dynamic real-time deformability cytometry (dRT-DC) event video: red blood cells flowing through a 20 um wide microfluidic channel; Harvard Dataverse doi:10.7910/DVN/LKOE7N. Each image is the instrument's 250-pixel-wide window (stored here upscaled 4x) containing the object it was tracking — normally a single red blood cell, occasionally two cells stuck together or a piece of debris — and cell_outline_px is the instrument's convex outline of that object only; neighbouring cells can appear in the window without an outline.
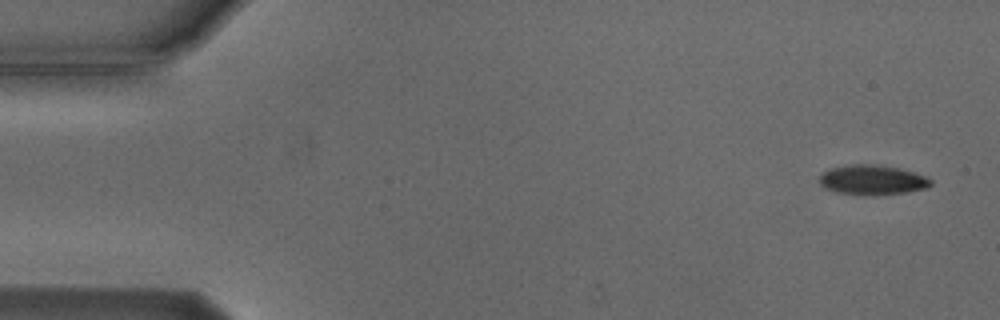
{"species": "Egyptian fruit bat (a non-hibernating species)", "species_latin": "Rousettus aegyptiacus", "temperature_condition": "cold", "stored_images_in_passage": 5, "camera_frame_rate_fps": 3000, "um_per_image_px": 0.085, "animal": {"sex": "male"}, "frame": {"image": 1, "passage_image": 1, "time_ms": 0.0, "image_size_px": [1000, 320], "cell_outline_px": [[932, 184], [928, 188], [908, 192], [876, 196], [864, 196], [836, 192], [824, 188], [820, 184], [820, 172], [828, 168], [848, 164], [876, 164], [900, 168], [924, 176], [932, 180]], "centroid_in_image_um": [74.11, 15.3], "position_along_channel_um": 10.9, "area_um2": 19.88}}
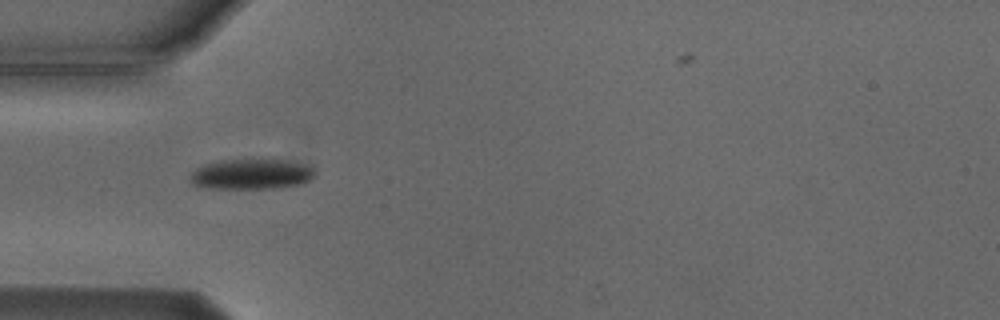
{"frame": {"image": 2, "passage_image": 5, "time_ms": 4.667, "image_size_px": [1000, 320], "cell_outline_px": [[316, 172], [308, 180], [300, 184], [280, 188], [208, 188], [192, 184], [188, 176], [196, 168], [204, 164], [216, 160], [252, 156], [280, 160], [300, 164], [312, 168]], "centroid_in_image_um": [21.28, 14.76], "position_along_channel_um": 63.7, "area_um2": 22.72}}